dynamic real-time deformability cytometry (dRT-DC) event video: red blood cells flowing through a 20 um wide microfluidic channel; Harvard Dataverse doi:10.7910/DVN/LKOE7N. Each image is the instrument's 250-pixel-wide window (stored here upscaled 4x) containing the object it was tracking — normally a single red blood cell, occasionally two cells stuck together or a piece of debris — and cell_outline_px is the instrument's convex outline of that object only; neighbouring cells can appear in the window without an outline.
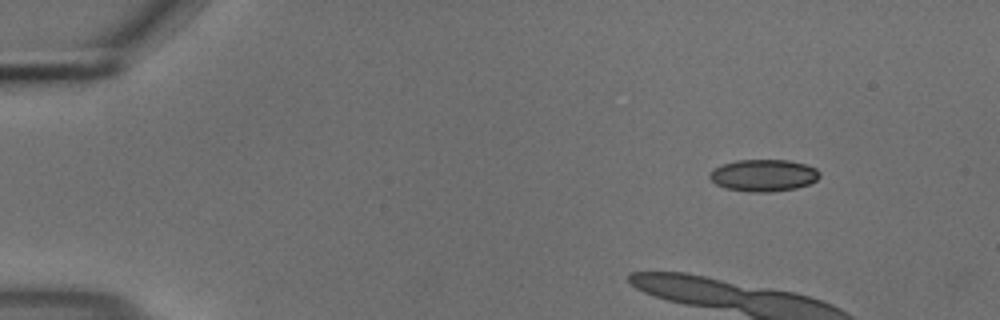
{"species": "common noctule bat (a hibernating species)", "species_latin": "Nyctalus noctula", "temperature_condition": "cold", "stored_images_in_passage": 7, "camera_frame_rate_fps": 3000, "um_per_image_px": 0.085, "animal": {"sex": "male", "body_mass_g": 18.8}, "frame": {"image": 1, "passage_image": 1, "time_ms": 0.0, "image_size_px": [1000, 320], "cell_outline_px": [[820, 176], [816, 180], [808, 184], [796, 188], [772, 192], [748, 192], [724, 188], [716, 184], [708, 176], [712, 168], [736, 160], [788, 160], [804, 164], [816, 168], [820, 172]], "centroid_in_image_um": [64.88, 14.91], "position_along_channel_um": 20.1, "area_um2": 20.58}}